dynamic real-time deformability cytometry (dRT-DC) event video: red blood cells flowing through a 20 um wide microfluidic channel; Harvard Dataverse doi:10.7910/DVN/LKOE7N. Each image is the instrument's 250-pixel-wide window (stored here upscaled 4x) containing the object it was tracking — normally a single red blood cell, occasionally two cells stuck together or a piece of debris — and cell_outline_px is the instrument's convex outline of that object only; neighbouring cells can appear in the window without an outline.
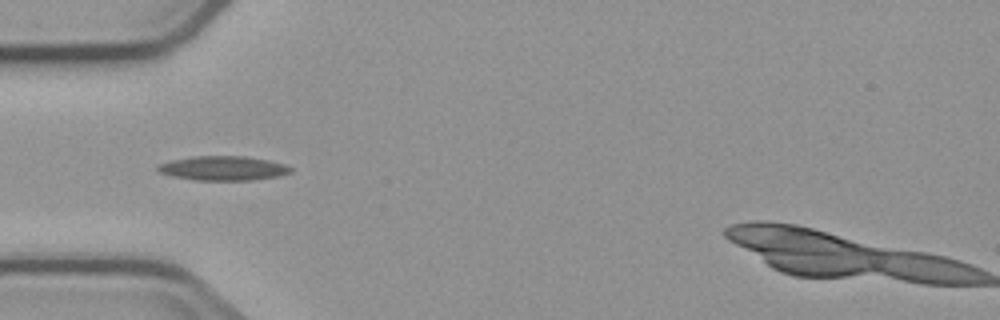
{"species": "common noctule bat (a hibernating species)", "species_latin": "Nyctalus noctula", "temperature_condition": "cold", "stored_images_in_passage": 7, "camera_frame_rate_fps": 3000, "um_per_image_px": 0.085, "animal": {"sex": "male", "body_mass_g": 23.1, "forearm_length_mm": 52.7}, "frame": {"image": 1, "passage_image": 5, "time_ms": 5.667, "image_size_px": [1000, 320], "cell_outline_px": [[292, 172], [276, 176], [252, 180], [192, 180], [172, 176], [160, 172], [156, 168], [160, 164], [172, 160], [192, 156], [244, 156], [268, 160], [284, 164], [292, 168]], "centroid_in_image_um": [18.96, 14.3], "position_along_channel_um": 66.0, "area_um2": 18.73}}
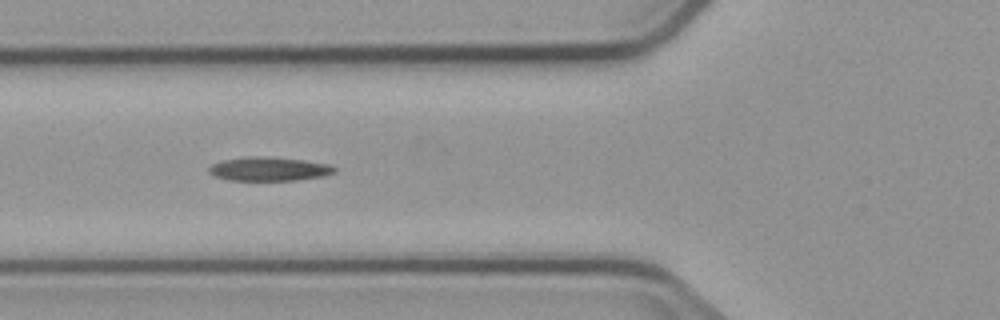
{"frame": {"image": 2, "passage_image": 6, "time_ms": 6.667, "image_size_px": [1000, 320], "cell_outline_px": [[336, 172], [324, 176], [296, 180], [228, 180], [216, 176], [208, 172], [208, 168], [212, 164], [220, 160], [248, 156], [260, 156], [304, 160], [328, 164], [336, 168]], "centroid_in_image_um": [22.85, 14.36], "position_along_channel_um": 103.0, "area_um2": 17.46}}
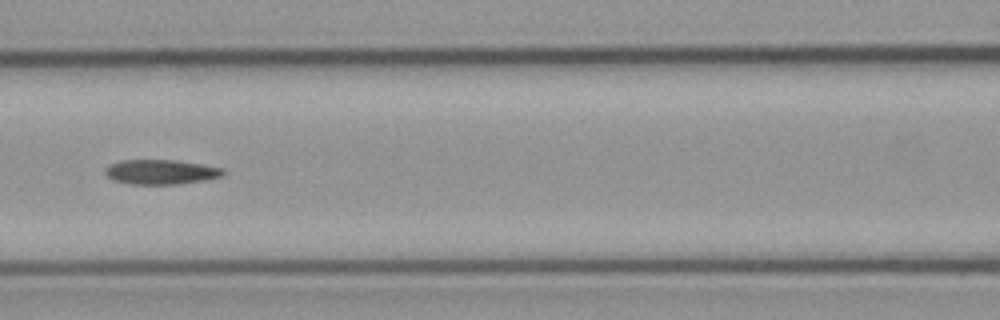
{"frame": {"image": 3, "passage_image": 7, "time_ms": 8.0, "image_size_px": [1000, 320], "cell_outline_px": [[224, 172], [220, 176], [204, 180], [176, 184], [132, 184], [112, 180], [104, 172], [104, 168], [108, 164], [120, 160], [176, 160], [224, 168]], "centroid_in_image_um": [13.61, 14.61], "position_along_channel_um": 153.0, "area_um2": 16.94}}